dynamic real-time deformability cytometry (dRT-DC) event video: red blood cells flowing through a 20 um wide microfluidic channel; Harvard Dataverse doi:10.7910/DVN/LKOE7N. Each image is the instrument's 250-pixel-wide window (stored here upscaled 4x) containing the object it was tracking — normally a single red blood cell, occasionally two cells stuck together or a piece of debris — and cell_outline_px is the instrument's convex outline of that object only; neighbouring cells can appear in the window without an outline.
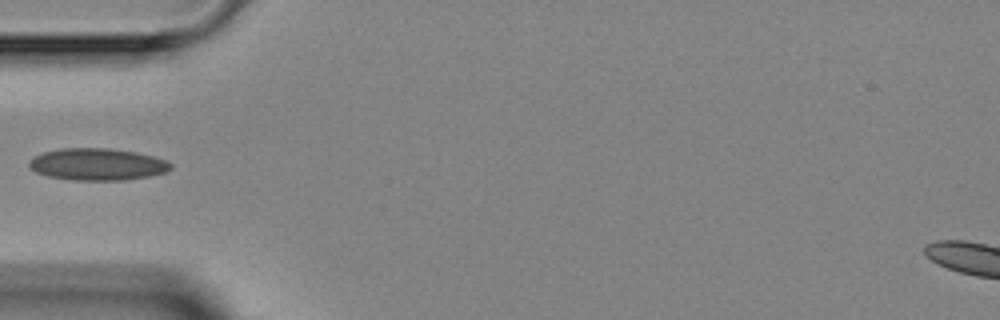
{"species": "Egyptian fruit bat (a non-hibernating species)", "species_latin": "Rousettus aegyptiacus", "temperature_condition": "room temperature", "stored_images_in_passage": 2, "camera_frame_rate_fps": 3000, "um_per_image_px": 0.085, "animal": {"sex": "female"}, "frame": {"image": 1, "passage_image": 1, "time_ms": 0.0, "image_size_px": [1000, 320], "cell_outline_px": [[172, 168], [164, 172], [148, 176], [124, 180], [72, 180], [48, 176], [36, 172], [28, 168], [28, 160], [44, 152], [60, 148], [108, 148], [136, 152], [152, 156], [164, 160], [172, 164]], "centroid_in_image_um": [8.23, 13.96], "position_along_channel_um": 76.8, "area_um2": 26.3}}